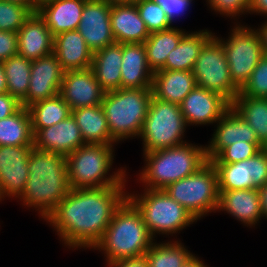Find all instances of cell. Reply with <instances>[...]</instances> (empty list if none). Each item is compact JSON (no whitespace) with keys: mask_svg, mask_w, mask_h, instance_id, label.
<instances>
[{"mask_svg":"<svg viewBox=\"0 0 267 267\" xmlns=\"http://www.w3.org/2000/svg\"><path fill=\"white\" fill-rule=\"evenodd\" d=\"M125 185L104 188H71L45 220L68 248L93 249L115 212L128 199Z\"/></svg>","mask_w":267,"mask_h":267,"instance_id":"cell-1","label":"cell"},{"mask_svg":"<svg viewBox=\"0 0 267 267\" xmlns=\"http://www.w3.org/2000/svg\"><path fill=\"white\" fill-rule=\"evenodd\" d=\"M28 169L29 177L18 199L46 220L71 190L66 157L33 146Z\"/></svg>","mask_w":267,"mask_h":267,"instance_id":"cell-2","label":"cell"},{"mask_svg":"<svg viewBox=\"0 0 267 267\" xmlns=\"http://www.w3.org/2000/svg\"><path fill=\"white\" fill-rule=\"evenodd\" d=\"M154 240L141 213L127 199L115 212L103 237L93 249L103 251L108 264L144 256Z\"/></svg>","mask_w":267,"mask_h":267,"instance_id":"cell-3","label":"cell"},{"mask_svg":"<svg viewBox=\"0 0 267 267\" xmlns=\"http://www.w3.org/2000/svg\"><path fill=\"white\" fill-rule=\"evenodd\" d=\"M139 181L151 190H164L169 184L196 173L208 160L205 146L185 143L176 147L146 152Z\"/></svg>","mask_w":267,"mask_h":267,"instance_id":"cell-4","label":"cell"},{"mask_svg":"<svg viewBox=\"0 0 267 267\" xmlns=\"http://www.w3.org/2000/svg\"><path fill=\"white\" fill-rule=\"evenodd\" d=\"M114 145L84 144L67 156L70 187L79 189L125 185L127 173L124 168L108 175L114 160Z\"/></svg>","mask_w":267,"mask_h":267,"instance_id":"cell-5","label":"cell"},{"mask_svg":"<svg viewBox=\"0 0 267 267\" xmlns=\"http://www.w3.org/2000/svg\"><path fill=\"white\" fill-rule=\"evenodd\" d=\"M152 96L151 88H120L105 93L101 106L117 142L140 135Z\"/></svg>","mask_w":267,"mask_h":267,"instance_id":"cell-6","label":"cell"},{"mask_svg":"<svg viewBox=\"0 0 267 267\" xmlns=\"http://www.w3.org/2000/svg\"><path fill=\"white\" fill-rule=\"evenodd\" d=\"M140 195L128 192V200L141 213L150 234L173 235L197 220L165 190L145 188Z\"/></svg>","mask_w":267,"mask_h":267,"instance_id":"cell-7","label":"cell"},{"mask_svg":"<svg viewBox=\"0 0 267 267\" xmlns=\"http://www.w3.org/2000/svg\"><path fill=\"white\" fill-rule=\"evenodd\" d=\"M187 124L179 104L162 101L152 96L140 135L143 153L187 143L184 132Z\"/></svg>","mask_w":267,"mask_h":267,"instance_id":"cell-8","label":"cell"},{"mask_svg":"<svg viewBox=\"0 0 267 267\" xmlns=\"http://www.w3.org/2000/svg\"><path fill=\"white\" fill-rule=\"evenodd\" d=\"M164 190L196 220L218 209V174L211 161L196 173L169 184Z\"/></svg>","mask_w":267,"mask_h":267,"instance_id":"cell-9","label":"cell"},{"mask_svg":"<svg viewBox=\"0 0 267 267\" xmlns=\"http://www.w3.org/2000/svg\"><path fill=\"white\" fill-rule=\"evenodd\" d=\"M216 38L225 50L230 77L233 83L241 89L265 55L260 34L257 29L237 22L236 26L231 29L227 40L217 36Z\"/></svg>","mask_w":267,"mask_h":267,"instance_id":"cell-10","label":"cell"},{"mask_svg":"<svg viewBox=\"0 0 267 267\" xmlns=\"http://www.w3.org/2000/svg\"><path fill=\"white\" fill-rule=\"evenodd\" d=\"M192 72L198 87L217 92L230 103L239 94L240 89L230 77L225 50L215 33L200 50Z\"/></svg>","mask_w":267,"mask_h":267,"instance_id":"cell-11","label":"cell"},{"mask_svg":"<svg viewBox=\"0 0 267 267\" xmlns=\"http://www.w3.org/2000/svg\"><path fill=\"white\" fill-rule=\"evenodd\" d=\"M218 174L219 190L259 189L267 183V148L235 163H212Z\"/></svg>","mask_w":267,"mask_h":267,"instance_id":"cell-12","label":"cell"},{"mask_svg":"<svg viewBox=\"0 0 267 267\" xmlns=\"http://www.w3.org/2000/svg\"><path fill=\"white\" fill-rule=\"evenodd\" d=\"M33 145L0 146V200L19 197L28 177V160Z\"/></svg>","mask_w":267,"mask_h":267,"instance_id":"cell-13","label":"cell"},{"mask_svg":"<svg viewBox=\"0 0 267 267\" xmlns=\"http://www.w3.org/2000/svg\"><path fill=\"white\" fill-rule=\"evenodd\" d=\"M111 0H86L77 31L93 51L114 44L110 13Z\"/></svg>","mask_w":267,"mask_h":267,"instance_id":"cell-14","label":"cell"},{"mask_svg":"<svg viewBox=\"0 0 267 267\" xmlns=\"http://www.w3.org/2000/svg\"><path fill=\"white\" fill-rule=\"evenodd\" d=\"M64 73L54 53L33 60L29 88L21 105L28 108L35 102L59 95Z\"/></svg>","mask_w":267,"mask_h":267,"instance_id":"cell-15","label":"cell"},{"mask_svg":"<svg viewBox=\"0 0 267 267\" xmlns=\"http://www.w3.org/2000/svg\"><path fill=\"white\" fill-rule=\"evenodd\" d=\"M231 107V103L217 92L196 86L180 104L187 126L216 123Z\"/></svg>","mask_w":267,"mask_h":267,"instance_id":"cell-16","label":"cell"},{"mask_svg":"<svg viewBox=\"0 0 267 267\" xmlns=\"http://www.w3.org/2000/svg\"><path fill=\"white\" fill-rule=\"evenodd\" d=\"M105 91L91 68L65 71L59 95L71 110L101 105Z\"/></svg>","mask_w":267,"mask_h":267,"instance_id":"cell-17","label":"cell"},{"mask_svg":"<svg viewBox=\"0 0 267 267\" xmlns=\"http://www.w3.org/2000/svg\"><path fill=\"white\" fill-rule=\"evenodd\" d=\"M84 144L77 122L73 115H70L57 124L40 129L34 135L33 146L67 157Z\"/></svg>","mask_w":267,"mask_h":267,"instance_id":"cell-18","label":"cell"},{"mask_svg":"<svg viewBox=\"0 0 267 267\" xmlns=\"http://www.w3.org/2000/svg\"><path fill=\"white\" fill-rule=\"evenodd\" d=\"M216 123L211 141L209 145H205L208 161L215 158L225 147L238 141L260 143L253 128L232 107Z\"/></svg>","mask_w":267,"mask_h":267,"instance_id":"cell-19","label":"cell"},{"mask_svg":"<svg viewBox=\"0 0 267 267\" xmlns=\"http://www.w3.org/2000/svg\"><path fill=\"white\" fill-rule=\"evenodd\" d=\"M18 54L31 61L53 53L54 36L37 12L17 32Z\"/></svg>","mask_w":267,"mask_h":267,"instance_id":"cell-20","label":"cell"},{"mask_svg":"<svg viewBox=\"0 0 267 267\" xmlns=\"http://www.w3.org/2000/svg\"><path fill=\"white\" fill-rule=\"evenodd\" d=\"M110 22L116 43H144L150 35L135 3L112 2Z\"/></svg>","mask_w":267,"mask_h":267,"instance_id":"cell-21","label":"cell"},{"mask_svg":"<svg viewBox=\"0 0 267 267\" xmlns=\"http://www.w3.org/2000/svg\"><path fill=\"white\" fill-rule=\"evenodd\" d=\"M86 0H45L37 13L45 21L51 34L77 30Z\"/></svg>","mask_w":267,"mask_h":267,"instance_id":"cell-22","label":"cell"},{"mask_svg":"<svg viewBox=\"0 0 267 267\" xmlns=\"http://www.w3.org/2000/svg\"><path fill=\"white\" fill-rule=\"evenodd\" d=\"M53 53L65 71L91 68L93 51L77 30L54 36Z\"/></svg>","mask_w":267,"mask_h":267,"instance_id":"cell-23","label":"cell"},{"mask_svg":"<svg viewBox=\"0 0 267 267\" xmlns=\"http://www.w3.org/2000/svg\"><path fill=\"white\" fill-rule=\"evenodd\" d=\"M217 211H226L245 226H255L263 217L258 189L219 190Z\"/></svg>","mask_w":267,"mask_h":267,"instance_id":"cell-24","label":"cell"},{"mask_svg":"<svg viewBox=\"0 0 267 267\" xmlns=\"http://www.w3.org/2000/svg\"><path fill=\"white\" fill-rule=\"evenodd\" d=\"M121 88H152L153 72L148 67L143 43L122 44Z\"/></svg>","mask_w":267,"mask_h":267,"instance_id":"cell-25","label":"cell"},{"mask_svg":"<svg viewBox=\"0 0 267 267\" xmlns=\"http://www.w3.org/2000/svg\"><path fill=\"white\" fill-rule=\"evenodd\" d=\"M196 86L192 71L158 70L153 73L151 89L154 97L180 105Z\"/></svg>","mask_w":267,"mask_h":267,"instance_id":"cell-26","label":"cell"},{"mask_svg":"<svg viewBox=\"0 0 267 267\" xmlns=\"http://www.w3.org/2000/svg\"><path fill=\"white\" fill-rule=\"evenodd\" d=\"M122 44L114 43L93 52L91 69L105 92L121 88Z\"/></svg>","mask_w":267,"mask_h":267,"instance_id":"cell-27","label":"cell"},{"mask_svg":"<svg viewBox=\"0 0 267 267\" xmlns=\"http://www.w3.org/2000/svg\"><path fill=\"white\" fill-rule=\"evenodd\" d=\"M85 144L118 143L108 128L107 119L101 105L72 110Z\"/></svg>","mask_w":267,"mask_h":267,"instance_id":"cell-28","label":"cell"},{"mask_svg":"<svg viewBox=\"0 0 267 267\" xmlns=\"http://www.w3.org/2000/svg\"><path fill=\"white\" fill-rule=\"evenodd\" d=\"M213 35L208 29L187 32L178 46L168 54L165 66L161 70L192 71L200 50Z\"/></svg>","mask_w":267,"mask_h":267,"instance_id":"cell-29","label":"cell"},{"mask_svg":"<svg viewBox=\"0 0 267 267\" xmlns=\"http://www.w3.org/2000/svg\"><path fill=\"white\" fill-rule=\"evenodd\" d=\"M186 33L174 26L164 31L150 33L143 44L146 50L148 67L153 73L165 66L168 54L178 46Z\"/></svg>","mask_w":267,"mask_h":267,"instance_id":"cell-30","label":"cell"},{"mask_svg":"<svg viewBox=\"0 0 267 267\" xmlns=\"http://www.w3.org/2000/svg\"><path fill=\"white\" fill-rule=\"evenodd\" d=\"M34 145L29 109L22 106L9 117L0 119V146Z\"/></svg>","mask_w":267,"mask_h":267,"instance_id":"cell-31","label":"cell"},{"mask_svg":"<svg viewBox=\"0 0 267 267\" xmlns=\"http://www.w3.org/2000/svg\"><path fill=\"white\" fill-rule=\"evenodd\" d=\"M231 107L253 128L258 141L267 148V98L236 96Z\"/></svg>","mask_w":267,"mask_h":267,"instance_id":"cell-32","label":"cell"},{"mask_svg":"<svg viewBox=\"0 0 267 267\" xmlns=\"http://www.w3.org/2000/svg\"><path fill=\"white\" fill-rule=\"evenodd\" d=\"M28 109L32 120V131L34 135L40 129L57 124L72 115L70 106L60 95L35 102L30 105Z\"/></svg>","mask_w":267,"mask_h":267,"instance_id":"cell-33","label":"cell"},{"mask_svg":"<svg viewBox=\"0 0 267 267\" xmlns=\"http://www.w3.org/2000/svg\"><path fill=\"white\" fill-rule=\"evenodd\" d=\"M155 242L144 254L148 267H182L194 255L180 241Z\"/></svg>","mask_w":267,"mask_h":267,"instance_id":"cell-34","label":"cell"},{"mask_svg":"<svg viewBox=\"0 0 267 267\" xmlns=\"http://www.w3.org/2000/svg\"><path fill=\"white\" fill-rule=\"evenodd\" d=\"M32 61L16 54L2 62L4 69L7 93L20 102L26 97L31 78Z\"/></svg>","mask_w":267,"mask_h":267,"instance_id":"cell-35","label":"cell"},{"mask_svg":"<svg viewBox=\"0 0 267 267\" xmlns=\"http://www.w3.org/2000/svg\"><path fill=\"white\" fill-rule=\"evenodd\" d=\"M32 13L27 6L0 0V30L18 32Z\"/></svg>","mask_w":267,"mask_h":267,"instance_id":"cell-36","label":"cell"},{"mask_svg":"<svg viewBox=\"0 0 267 267\" xmlns=\"http://www.w3.org/2000/svg\"><path fill=\"white\" fill-rule=\"evenodd\" d=\"M135 4L149 33L164 31L173 27L166 17L165 11L153 0H141Z\"/></svg>","mask_w":267,"mask_h":267,"instance_id":"cell-37","label":"cell"},{"mask_svg":"<svg viewBox=\"0 0 267 267\" xmlns=\"http://www.w3.org/2000/svg\"><path fill=\"white\" fill-rule=\"evenodd\" d=\"M265 148L261 143H249L238 141L225 147L215 158L212 163H235L247 160L255 156L259 151Z\"/></svg>","mask_w":267,"mask_h":267,"instance_id":"cell-38","label":"cell"},{"mask_svg":"<svg viewBox=\"0 0 267 267\" xmlns=\"http://www.w3.org/2000/svg\"><path fill=\"white\" fill-rule=\"evenodd\" d=\"M237 96L267 98V55H264Z\"/></svg>","mask_w":267,"mask_h":267,"instance_id":"cell-39","label":"cell"},{"mask_svg":"<svg viewBox=\"0 0 267 267\" xmlns=\"http://www.w3.org/2000/svg\"><path fill=\"white\" fill-rule=\"evenodd\" d=\"M211 10L228 18L235 19L241 14H246L250 9V0H207Z\"/></svg>","mask_w":267,"mask_h":267,"instance_id":"cell-40","label":"cell"},{"mask_svg":"<svg viewBox=\"0 0 267 267\" xmlns=\"http://www.w3.org/2000/svg\"><path fill=\"white\" fill-rule=\"evenodd\" d=\"M165 11L166 17L172 24L177 17L183 16L194 0H153ZM183 14V15H182ZM176 18V19H175Z\"/></svg>","mask_w":267,"mask_h":267,"instance_id":"cell-41","label":"cell"},{"mask_svg":"<svg viewBox=\"0 0 267 267\" xmlns=\"http://www.w3.org/2000/svg\"><path fill=\"white\" fill-rule=\"evenodd\" d=\"M18 54L17 32L0 30V63Z\"/></svg>","mask_w":267,"mask_h":267,"instance_id":"cell-42","label":"cell"},{"mask_svg":"<svg viewBox=\"0 0 267 267\" xmlns=\"http://www.w3.org/2000/svg\"><path fill=\"white\" fill-rule=\"evenodd\" d=\"M22 107L21 102L10 94H0V119L6 118L17 112Z\"/></svg>","mask_w":267,"mask_h":267,"instance_id":"cell-43","label":"cell"},{"mask_svg":"<svg viewBox=\"0 0 267 267\" xmlns=\"http://www.w3.org/2000/svg\"><path fill=\"white\" fill-rule=\"evenodd\" d=\"M109 267H148L145 256L138 258L123 259L108 263Z\"/></svg>","mask_w":267,"mask_h":267,"instance_id":"cell-44","label":"cell"},{"mask_svg":"<svg viewBox=\"0 0 267 267\" xmlns=\"http://www.w3.org/2000/svg\"><path fill=\"white\" fill-rule=\"evenodd\" d=\"M248 13L264 14V16H267V0H250Z\"/></svg>","mask_w":267,"mask_h":267,"instance_id":"cell-45","label":"cell"},{"mask_svg":"<svg viewBox=\"0 0 267 267\" xmlns=\"http://www.w3.org/2000/svg\"><path fill=\"white\" fill-rule=\"evenodd\" d=\"M260 197L261 212L265 219H267V183L258 189Z\"/></svg>","mask_w":267,"mask_h":267,"instance_id":"cell-46","label":"cell"},{"mask_svg":"<svg viewBox=\"0 0 267 267\" xmlns=\"http://www.w3.org/2000/svg\"><path fill=\"white\" fill-rule=\"evenodd\" d=\"M12 3L27 6L33 13L37 11L39 1L38 0H5Z\"/></svg>","mask_w":267,"mask_h":267,"instance_id":"cell-47","label":"cell"},{"mask_svg":"<svg viewBox=\"0 0 267 267\" xmlns=\"http://www.w3.org/2000/svg\"><path fill=\"white\" fill-rule=\"evenodd\" d=\"M262 41L264 54L267 55V21L262 23L261 27L257 28Z\"/></svg>","mask_w":267,"mask_h":267,"instance_id":"cell-48","label":"cell"},{"mask_svg":"<svg viewBox=\"0 0 267 267\" xmlns=\"http://www.w3.org/2000/svg\"><path fill=\"white\" fill-rule=\"evenodd\" d=\"M182 267H208L203 260L193 255Z\"/></svg>","mask_w":267,"mask_h":267,"instance_id":"cell-49","label":"cell"},{"mask_svg":"<svg viewBox=\"0 0 267 267\" xmlns=\"http://www.w3.org/2000/svg\"><path fill=\"white\" fill-rule=\"evenodd\" d=\"M7 92V83L2 63H0V94Z\"/></svg>","mask_w":267,"mask_h":267,"instance_id":"cell-50","label":"cell"},{"mask_svg":"<svg viewBox=\"0 0 267 267\" xmlns=\"http://www.w3.org/2000/svg\"><path fill=\"white\" fill-rule=\"evenodd\" d=\"M111 1L115 3H136L141 0H111Z\"/></svg>","mask_w":267,"mask_h":267,"instance_id":"cell-51","label":"cell"}]
</instances>
